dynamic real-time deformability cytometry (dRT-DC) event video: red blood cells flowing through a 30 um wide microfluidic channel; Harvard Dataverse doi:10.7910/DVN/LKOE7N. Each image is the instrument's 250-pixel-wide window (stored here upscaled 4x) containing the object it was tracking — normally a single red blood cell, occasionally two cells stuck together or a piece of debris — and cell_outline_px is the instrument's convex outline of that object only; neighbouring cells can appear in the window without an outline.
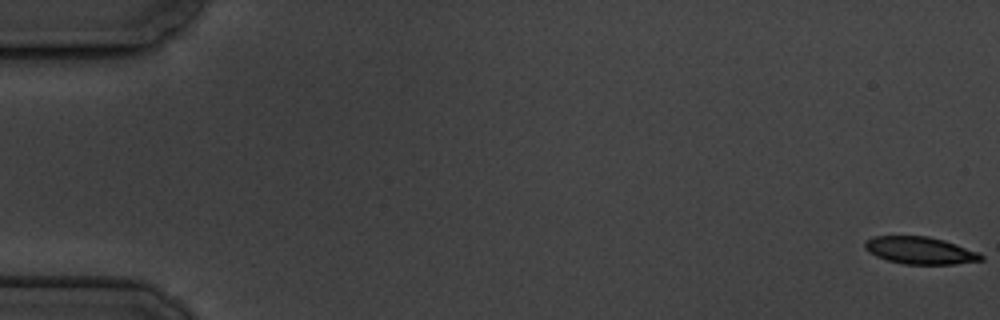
{"species": "common noctule bat (a hibernating species)", "species_latin": "Nyctalus noctula", "temperature_condition": "cold", "stored_images_in_passage": 5, "camera_frame_rate_fps": 3000, "um_per_image_px": 0.085, "animal": {"sex": "male", "body_mass_g": 19.5, "forearm_length_mm": 54.6}, "frame": {"image": 1, "passage_image": 1, "time_ms": 0.0, "image_size_px": [1000, 320], "cell_outline_px": [[984, 260], [956, 264], [904, 264], [888, 260], [876, 256], [868, 252], [864, 248], [864, 240], [872, 236], [928, 236], [944, 240], [980, 252], [984, 256]], "centroid_in_image_um": [78.21, 21.28], "position_along_channel_um": 6.8, "area_um2": 18.67}}
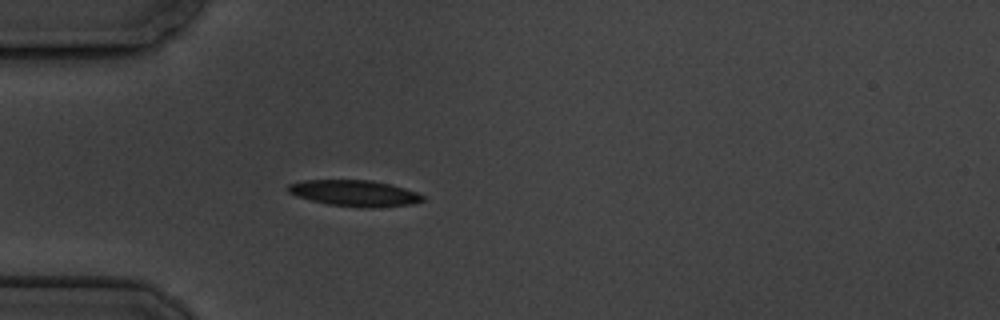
{"frame": {"image": 2, "passage_image": 5, "time_ms": 5.667, "image_size_px": [1000, 320], "cell_outline_px": [[424, 200], [412, 204], [372, 208], [364, 208], [328, 204], [296, 196], [288, 192], [288, 184], [304, 180], [372, 180], [404, 188], [416, 192], [424, 196]], "centroid_in_image_um": [30.14, 16.42], "position_along_channel_um": 54.9, "area_um2": 20.4}}